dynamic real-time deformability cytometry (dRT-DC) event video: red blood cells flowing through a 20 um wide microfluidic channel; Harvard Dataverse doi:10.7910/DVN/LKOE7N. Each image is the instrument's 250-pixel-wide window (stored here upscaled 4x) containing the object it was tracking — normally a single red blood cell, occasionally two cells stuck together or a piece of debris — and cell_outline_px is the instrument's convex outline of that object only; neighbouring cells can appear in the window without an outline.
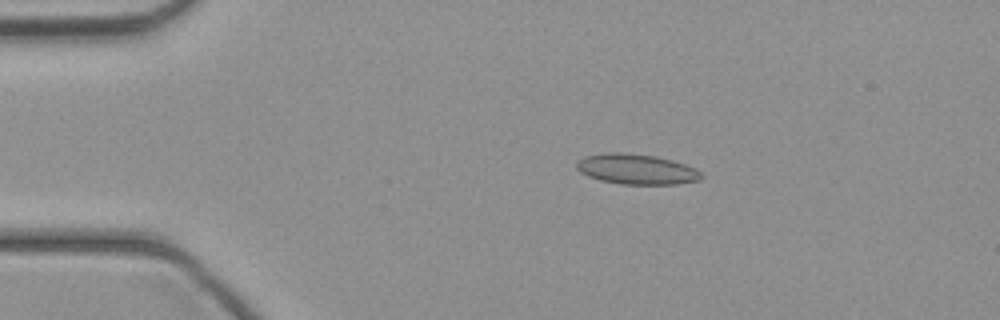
{"species": "common noctule bat (a hibernating species)", "species_latin": "Nyctalus noctula", "temperature_condition": "cold", "stored_images_in_passage": 45, "camera_frame_rate_fps": 3000, "um_per_image_px": 0.085, "animal": {"sex": "female", "body_mass_g": 21.9}, "frame": {"image": 1, "passage_image": 9, "time_ms": 2.667, "image_size_px": [1000, 320], "cell_outline_px": [[704, 176], [700, 180], [676, 184], [620, 184], [600, 180], [588, 176], [580, 172], [576, 168], [576, 160], [584, 156], [608, 152], [624, 152], [656, 156], [672, 160], [696, 168]], "centroid_in_image_um": [54.08, 14.37], "position_along_channel_um": 30.9, "area_um2": 22.2}}
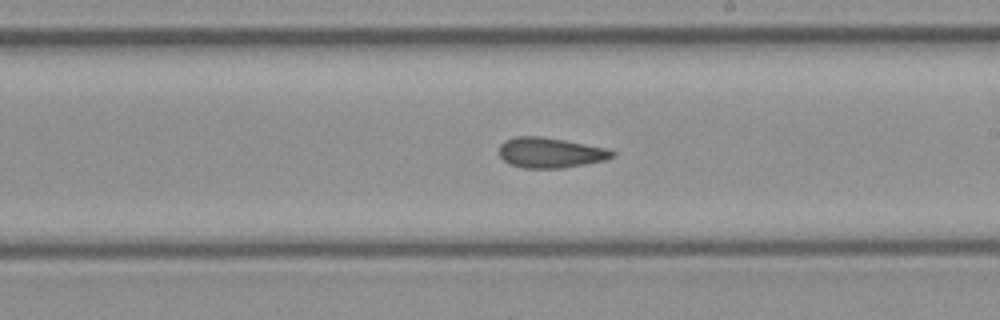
{"frame": {"image": 2, "passage_image": 26, "time_ms": 8.333, "image_size_px": [1000, 320], "cell_outline_px": [[616, 156], [604, 160], [584, 164], [560, 168], [524, 168], [508, 164], [500, 156], [500, 144], [504, 140], [516, 136], [540, 136], [564, 140], [608, 148], [616, 152]], "centroid_in_image_um": [46.78, 12.97], "position_along_channel_um": 242.2, "area_um2": 20.0}}
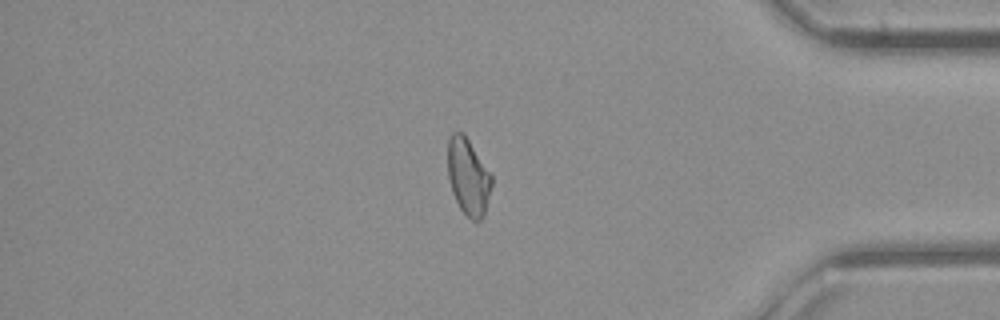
{"frame": {"image": 3, "passage_image": 38, "time_ms": 12.333, "image_size_px": [1000, 320], "cell_outline_px": [[492, 184], [484, 212], [480, 220], [472, 220], [460, 208], [452, 192], [448, 176], [448, 140], [452, 132], [464, 132], [492, 176]], "centroid_in_image_um": [39.78, 14.98], "position_along_channel_um": 395.4, "area_um2": 19.31}}